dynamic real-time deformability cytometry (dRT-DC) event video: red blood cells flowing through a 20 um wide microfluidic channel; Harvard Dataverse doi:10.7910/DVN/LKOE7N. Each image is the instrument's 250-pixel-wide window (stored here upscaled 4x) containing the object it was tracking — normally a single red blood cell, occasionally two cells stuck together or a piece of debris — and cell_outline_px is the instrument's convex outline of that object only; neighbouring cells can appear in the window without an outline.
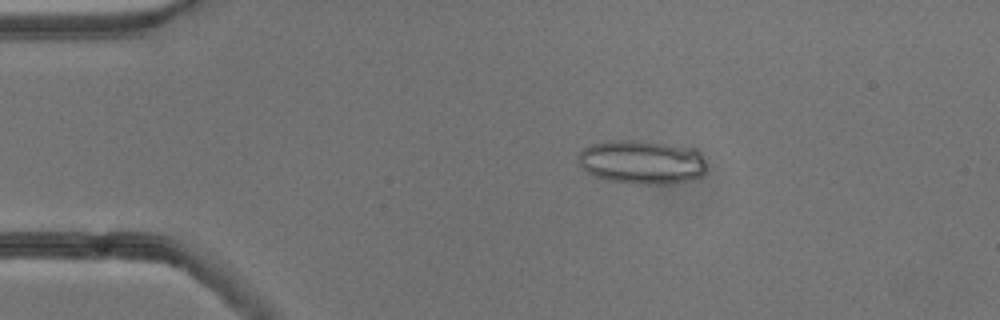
{"species": "common noctule bat (a hibernating species)", "species_latin": "Nyctalus noctula", "temperature_condition": "cold", "stored_images_in_passage": 15, "camera_frame_rate_fps": 3000, "um_per_image_px": 0.085, "animal": {"sex": "male", "body_mass_g": 13.3}, "frame": {"image": 1, "passage_image": 10, "time_ms": 3.0, "image_size_px": [1000, 320], "cell_outline_px": [[704, 172], [700, 176], [684, 180], [664, 184], [640, 184], [604, 180], [592, 176], [576, 160], [580, 152], [584, 148], [592, 144], [612, 140], [640, 140], [668, 144], [692, 148], [704, 160]], "centroid_in_image_um": [54.48, 13.77], "position_along_channel_um": 30.5, "area_um2": 32.48}}